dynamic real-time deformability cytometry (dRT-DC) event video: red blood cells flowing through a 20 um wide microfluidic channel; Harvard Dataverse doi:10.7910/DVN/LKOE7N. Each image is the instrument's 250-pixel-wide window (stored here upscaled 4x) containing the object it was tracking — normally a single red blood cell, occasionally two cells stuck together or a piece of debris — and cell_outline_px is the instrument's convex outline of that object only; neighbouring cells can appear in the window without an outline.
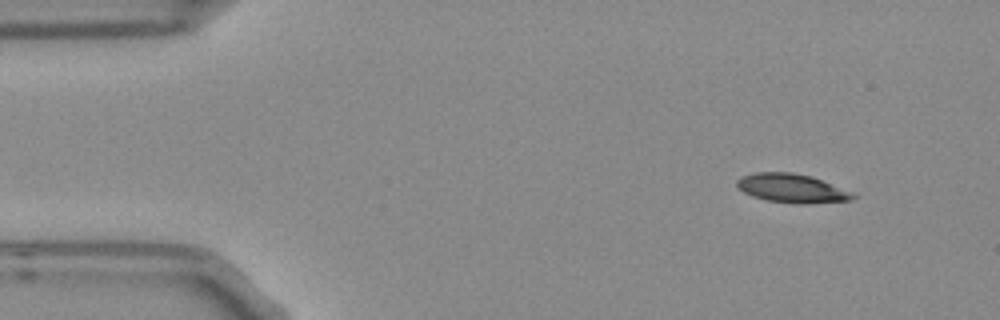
{"species": "Egyptian fruit bat (a non-hibernating species)", "species_latin": "Rousettus aegyptiacus", "temperature_condition": "room temperature", "stored_images_in_passage": 3, "camera_frame_rate_fps": 3000, "um_per_image_px": 0.085, "frame": {"image": 1, "passage_image": 1, "time_ms": 0.0, "image_size_px": [1000, 320], "cell_outline_px": [[856, 196], [852, 200], [808, 204], [800, 204], [768, 200], [752, 196], [736, 188], [736, 180], [740, 176], [756, 172], [792, 172], [812, 176], [852, 192]], "centroid_in_image_um": [67.28, 16.0], "position_along_channel_um": 17.7, "area_um2": 19.59}}
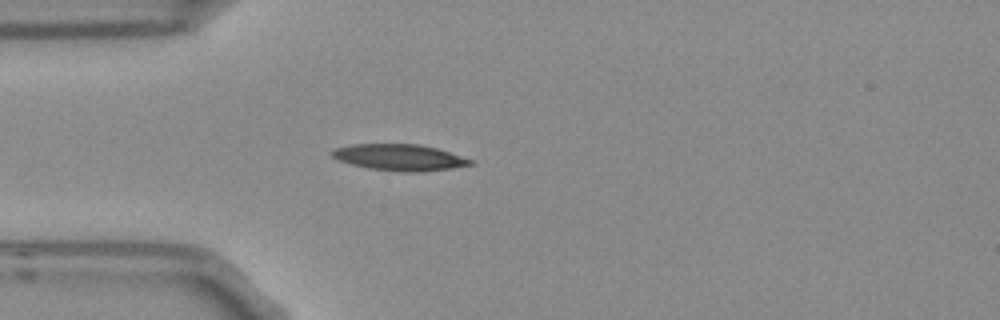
{"frame": {"image": 2, "passage_image": 3, "time_ms": 0.667, "image_size_px": [1000, 320], "cell_outline_px": [[476, 164], [452, 168], [408, 172], [368, 168], [352, 164], [340, 160], [332, 156], [332, 148], [352, 144], [420, 144], [436, 148], [476, 160]], "centroid_in_image_um": [34.0, 13.36], "position_along_channel_um": 51.0, "area_um2": 21.1}}